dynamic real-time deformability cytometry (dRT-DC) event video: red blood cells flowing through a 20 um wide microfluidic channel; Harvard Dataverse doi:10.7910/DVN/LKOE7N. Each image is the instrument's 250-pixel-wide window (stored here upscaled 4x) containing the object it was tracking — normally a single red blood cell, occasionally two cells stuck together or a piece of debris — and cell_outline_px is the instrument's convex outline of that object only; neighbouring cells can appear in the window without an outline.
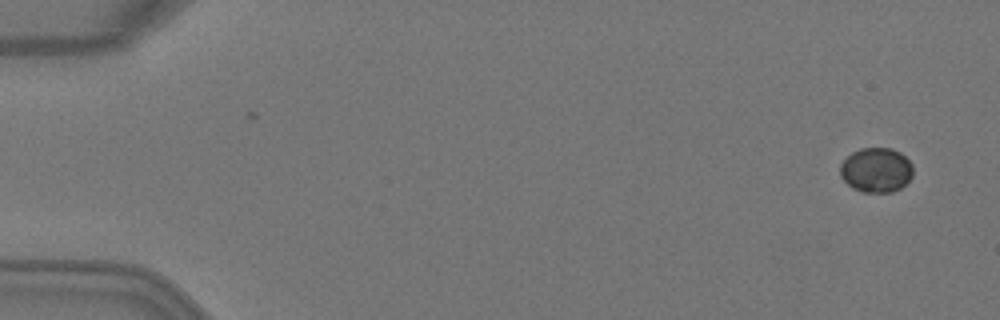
{"species": "Egyptian fruit bat (a non-hibernating species)", "species_latin": "Rousettus aegyptiacus", "temperature_condition": "warm", "stored_images_in_passage": 8, "camera_frame_rate_fps": 3000, "um_per_image_px": 0.085, "animal": {"sex": "female"}, "frame": {"image": 1, "passage_image": 1, "time_ms": 0.0, "image_size_px": [1000, 320], "cell_outline_px": [[912, 176], [900, 188], [892, 192], [864, 192], [852, 188], [840, 176], [840, 164], [852, 152], [860, 148], [892, 148], [900, 152], [912, 164]], "centroid_in_image_um": [74.46, 14.44], "position_along_channel_um": 10.5, "area_um2": 18.9}}
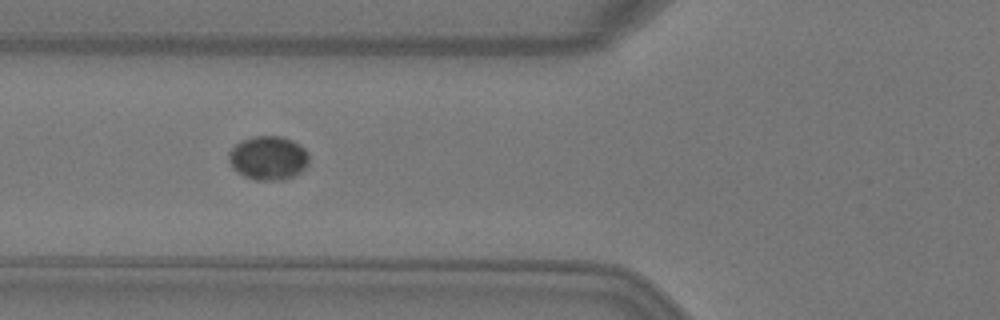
{"frame": {"image": 2, "passage_image": 6, "time_ms": 1.667, "image_size_px": [1000, 320], "cell_outline_px": [[308, 164], [300, 172], [284, 180], [256, 180], [244, 176], [232, 168], [228, 160], [228, 152], [236, 144], [252, 136], [280, 136], [292, 140], [300, 144], [308, 152]], "centroid_in_image_um": [22.8, 13.43], "position_along_channel_um": 103.0, "area_um2": 20.58}}
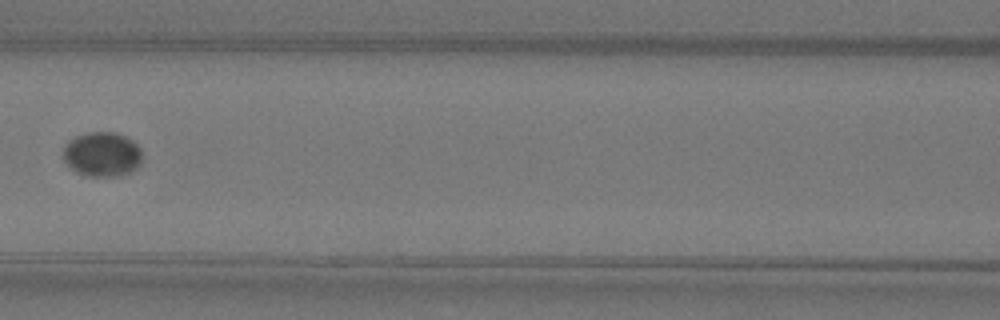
{"frame": {"image": 3, "passage_image": 7, "time_ms": 2.0, "image_size_px": [1000, 320], "cell_outline_px": [[140, 164], [136, 168], [120, 176], [88, 176], [76, 172], [64, 160], [64, 144], [68, 140], [76, 136], [88, 132], [116, 132], [132, 140], [140, 148]], "centroid_in_image_um": [8.66, 13.1], "position_along_channel_um": 157.9, "area_um2": 20.4}}